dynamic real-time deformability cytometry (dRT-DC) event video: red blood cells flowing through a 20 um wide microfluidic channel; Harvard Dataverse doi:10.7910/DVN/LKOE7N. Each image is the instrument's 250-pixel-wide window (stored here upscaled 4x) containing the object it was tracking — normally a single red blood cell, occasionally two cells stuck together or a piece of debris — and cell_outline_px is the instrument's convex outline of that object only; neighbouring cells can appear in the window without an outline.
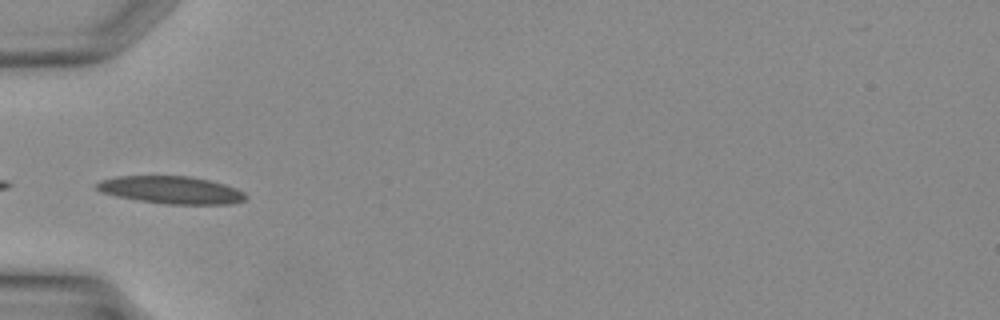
{"species": "Egyptian fruit bat (a non-hibernating species)", "species_latin": "Rousettus aegyptiacus", "temperature_condition": "warm", "stored_images_in_passage": 14, "camera_frame_rate_fps": 3000, "um_per_image_px": 0.085, "animal": {"sex": "female"}, "frame": {"image": 1, "passage_image": 1, "time_ms": 0.0, "image_size_px": [1000, 320], "cell_outline_px": [[248, 196], [244, 200], [232, 204], [164, 204], [116, 196], [100, 192], [92, 184], [100, 180], [116, 176], [192, 176], [224, 184], [236, 188], [244, 192]], "centroid_in_image_um": [14.52, 16.14], "position_along_channel_um": 70.5, "area_um2": 24.04}}
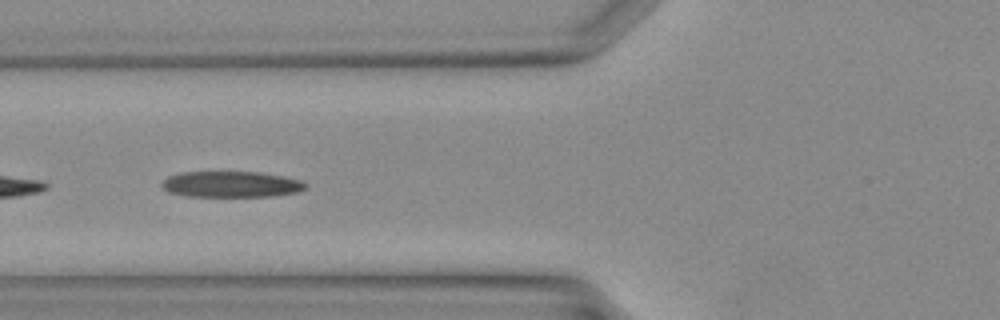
{"frame": {"image": 2, "passage_image": 3, "time_ms": 0.667, "image_size_px": [1000, 320], "cell_outline_px": [[308, 184], [300, 192], [272, 196], [188, 196], [168, 192], [160, 184], [168, 176], [180, 172], [260, 172], [284, 176], [304, 180]], "centroid_in_image_um": [19.69, 15.66], "position_along_channel_um": 106.1, "area_um2": 21.91}}
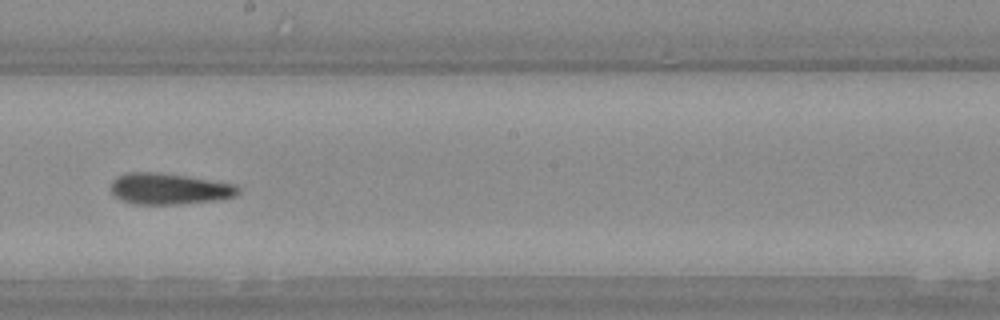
{"frame": {"image": 3, "passage_image": 10, "time_ms": 3.0, "image_size_px": [1000, 320], "cell_outline_px": [[240, 192], [236, 196], [216, 200], [180, 204], [136, 204], [124, 200], [116, 196], [112, 192], [112, 180], [116, 176], [128, 172], [156, 172], [184, 176], [236, 184], [240, 188]], "centroid_in_image_um": [14.4, 16.04], "position_along_channel_um": 233.8, "area_um2": 22.95}}